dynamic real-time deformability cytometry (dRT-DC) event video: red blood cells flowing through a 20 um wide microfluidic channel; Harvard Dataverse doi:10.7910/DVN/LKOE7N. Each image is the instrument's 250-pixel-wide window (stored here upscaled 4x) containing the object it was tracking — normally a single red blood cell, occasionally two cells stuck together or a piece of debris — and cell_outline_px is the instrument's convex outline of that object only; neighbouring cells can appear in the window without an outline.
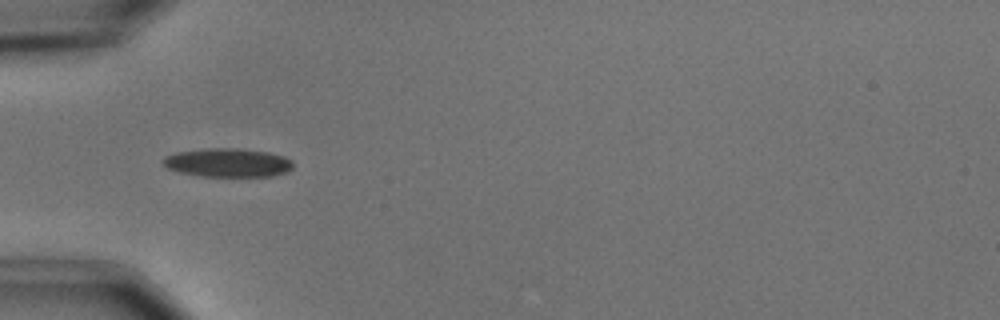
{"species": "common noctule bat (a hibernating species)", "species_latin": "Nyctalus noctula", "temperature_condition": "cold", "stored_images_in_passage": 12, "camera_frame_rate_fps": 3000, "um_per_image_px": 0.085, "animal": {"sex": "male", "body_mass_g": 15.6}, "frame": {"image": 1, "passage_image": 3, "time_ms": 2.333, "image_size_px": [1000, 320], "cell_outline_px": [[292, 168], [288, 172], [272, 176], [200, 176], [180, 172], [168, 168], [160, 160], [164, 156], [176, 152], [204, 148], [240, 148], [268, 152], [284, 156], [292, 160]], "centroid_in_image_um": [19.36, 13.82], "position_along_channel_um": 65.6, "area_um2": 21.91}}
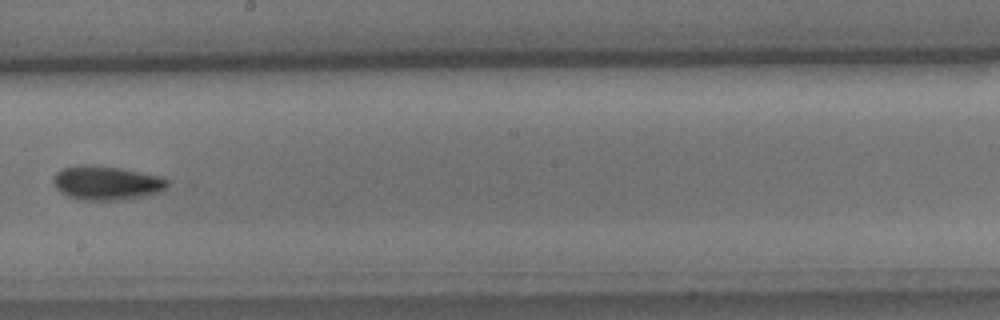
{"frame": {"image": 2, "passage_image": 7, "time_ms": 7.0, "image_size_px": [1000, 320], "cell_outline_px": [[168, 184], [160, 192], [124, 200], [84, 200], [68, 196], [60, 192], [56, 188], [52, 180], [56, 172], [64, 168], [76, 164], [84, 164], [120, 168], [160, 176], [168, 180]], "centroid_in_image_um": [9.02, 15.54], "position_along_channel_um": 239.2, "area_um2": 22.6}}
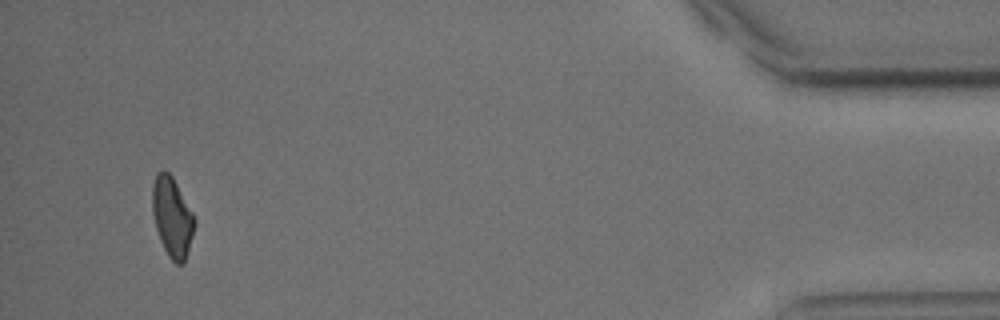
{"frame": {"image": 3, "passage_image": 12, "time_ms": 13.667, "image_size_px": [1000, 320], "cell_outline_px": [[196, 224], [184, 264], [176, 264], [168, 256], [160, 240], [156, 228], [152, 212], [152, 184], [156, 172], [164, 168], [172, 176], [192, 212], [196, 220]], "centroid_in_image_um": [14.62, 18.43], "position_along_channel_um": 420.6, "area_um2": 19.71}, "authors_computed_cell_mechanics": {"area_um2": 20.5479, "velocity_mm_per_s": 3.753, "shape_relaxation_time_tau1_ms": 2.9434, "shape_relaxation_time_tau2_ms": null, "deformation_change_tau1": 0.1028, "deformation_change_tau2": null}}